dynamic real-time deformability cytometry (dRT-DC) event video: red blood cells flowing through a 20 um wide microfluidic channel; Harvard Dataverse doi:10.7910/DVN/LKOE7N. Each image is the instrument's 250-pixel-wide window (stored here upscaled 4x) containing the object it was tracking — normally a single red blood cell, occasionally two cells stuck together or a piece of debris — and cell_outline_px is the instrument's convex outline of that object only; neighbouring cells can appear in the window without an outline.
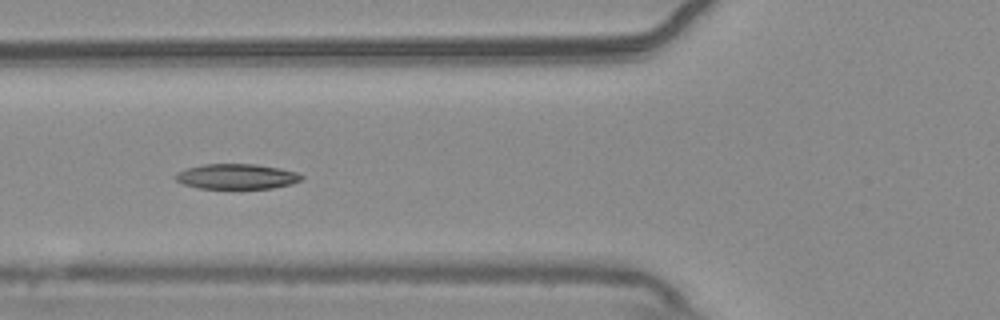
{"species": "common noctule bat (a hibernating species)", "species_latin": "Nyctalus noctula", "temperature_condition": "warm", "stored_images_in_passage": 41, "camera_frame_rate_fps": 3000, "um_per_image_px": 0.085, "animal": {"sex": "male", "body_mass_g": 20.4}, "frame": {"image": 1, "passage_image": 6, "time_ms": 1.667, "image_size_px": [1000, 320], "cell_outline_px": [[304, 176], [300, 180], [292, 184], [272, 188], [200, 188], [184, 184], [176, 180], [172, 176], [188, 168], [204, 164], [256, 164], [280, 168], [296, 172]], "centroid_in_image_um": [20.14, 15.0], "position_along_channel_um": 105.7, "area_um2": 18.32}}
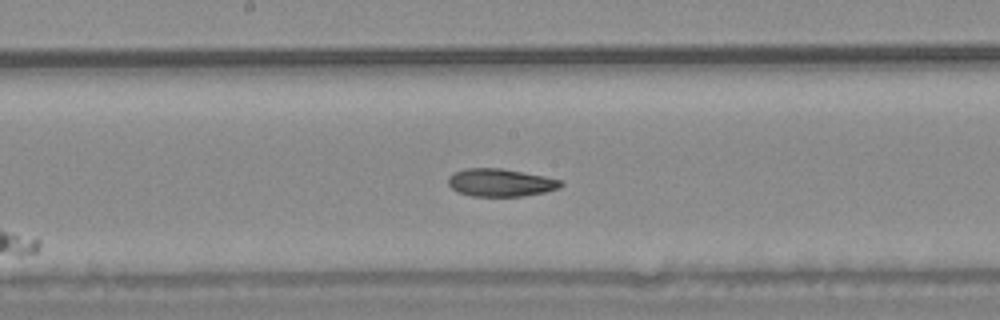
{"frame": {"image": 2, "passage_image": 14, "time_ms": 4.333, "image_size_px": [1000, 320], "cell_outline_px": [[564, 184], [560, 188], [544, 192], [524, 196], [472, 196], [456, 192], [448, 184], [448, 176], [464, 168], [500, 168], [544, 176], [560, 180]], "centroid_in_image_um": [42.52, 15.52], "position_along_channel_um": 205.7, "area_um2": 18.21}}
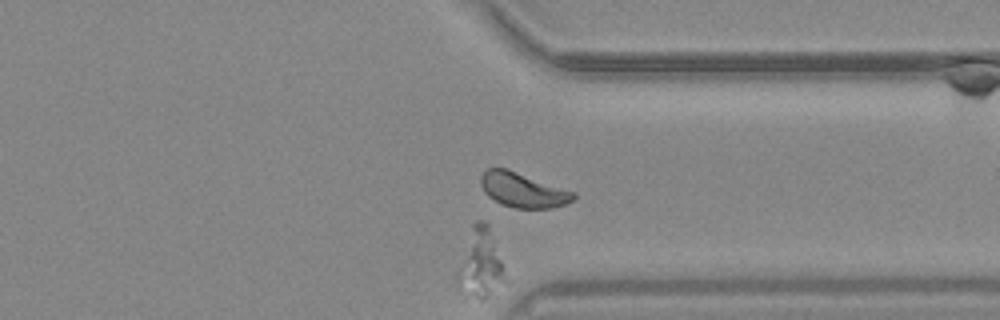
{"frame": {"image": 3, "passage_image": 27, "time_ms": 8.667, "image_size_px": [1000, 320], "cell_outline_px": [[508, 280], [484, 300], [480, 300], [460, 292], [452, 288], [456, 272], [472, 224], [476, 220], [484, 220], [488, 224]], "centroid_in_image_um": [40.78, 22.47], "position_along_channel_um": 370.6, "area_um2": 19.77}}